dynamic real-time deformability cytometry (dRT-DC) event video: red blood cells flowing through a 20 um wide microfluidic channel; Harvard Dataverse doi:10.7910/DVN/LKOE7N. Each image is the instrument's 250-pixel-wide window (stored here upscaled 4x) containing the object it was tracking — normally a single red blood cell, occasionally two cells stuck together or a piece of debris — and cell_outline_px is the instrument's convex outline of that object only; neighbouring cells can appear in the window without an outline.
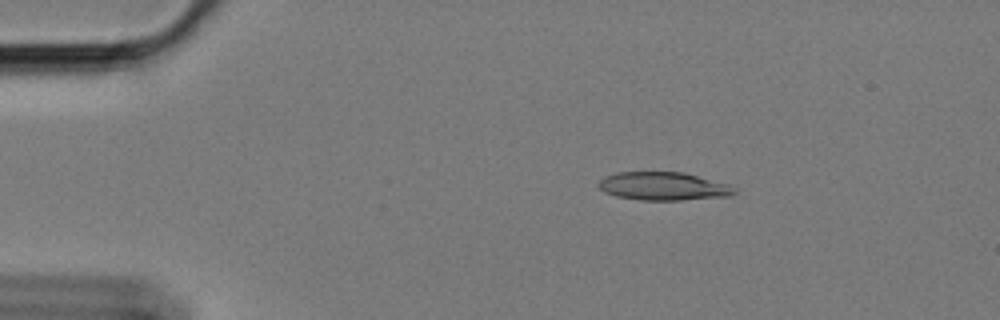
{"species": "Egyptian fruit bat (a non-hibernating species)", "species_latin": "Rousettus aegyptiacus", "temperature_condition": "cold", "stored_images_in_passage": 59, "camera_frame_rate_fps": 3000, "um_per_image_px": 0.085, "animal": {"sex": "female"}, "frame": {"image": 1, "passage_image": 10, "time_ms": 3.0, "image_size_px": [1000, 320], "cell_outline_px": [[736, 192], [732, 196], [680, 200], [640, 200], [616, 196], [604, 192], [596, 184], [604, 176], [616, 172], [684, 172], [728, 184]], "centroid_in_image_um": [56.35, 15.83], "position_along_channel_um": 28.7, "area_um2": 22.37}}
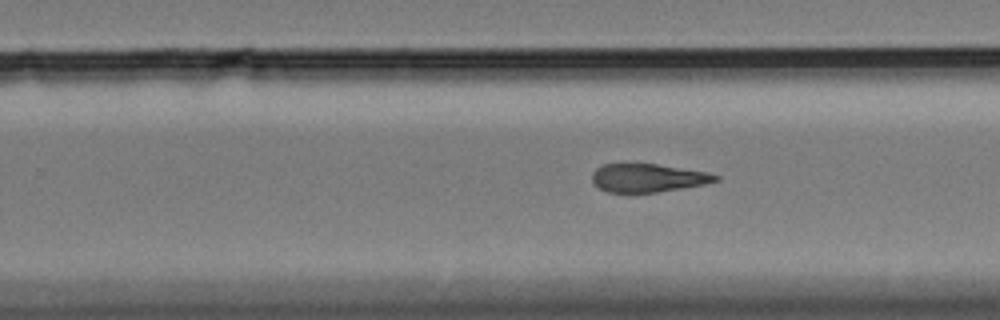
{"frame": {"image": 2, "passage_image": 37, "time_ms": 12.0, "image_size_px": [1000, 320], "cell_outline_px": [[720, 180], [704, 184], [632, 196], [608, 192], [592, 184], [592, 172], [596, 168], [604, 164], [656, 164], [708, 172], [720, 176]], "centroid_in_image_um": [55.01, 15.16], "position_along_channel_um": 274.8, "area_um2": 20.92}}
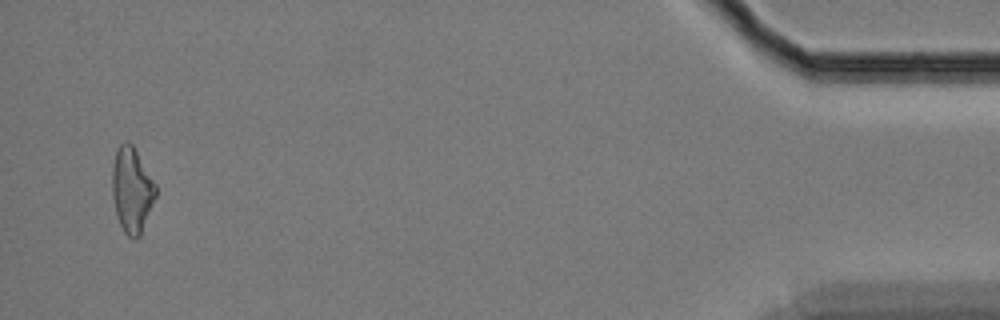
{"frame": {"image": 3, "passage_image": 57, "time_ms": 18.667, "image_size_px": [1000, 320], "cell_outline_px": [[156, 196], [140, 236], [136, 240], [128, 236], [124, 232], [120, 224], [116, 212], [112, 196], [112, 164], [116, 148], [120, 144], [132, 144], [156, 184]], "centroid_in_image_um": [11.2, 16.16], "position_along_channel_um": 424.0, "area_um2": 21.5}, "authors_computed_cell_mechanics": {"area_um2": 21.9062, "velocity_mm_per_s": 3.3924, "shape_relaxation_time_tau1_ms": null, "shape_relaxation_time_tau2_ms": 3.1549, "deformation_change_tau1": null, "deformation_change_tau2": 0.1288}}